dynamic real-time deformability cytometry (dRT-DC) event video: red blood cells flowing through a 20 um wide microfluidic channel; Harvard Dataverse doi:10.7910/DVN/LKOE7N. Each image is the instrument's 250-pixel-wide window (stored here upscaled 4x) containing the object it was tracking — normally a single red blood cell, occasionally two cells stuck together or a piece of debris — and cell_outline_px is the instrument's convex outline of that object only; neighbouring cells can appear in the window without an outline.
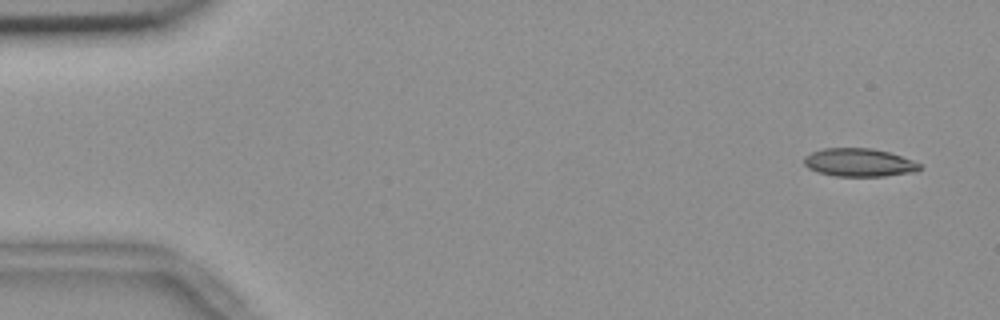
{"species": "common noctule bat (a hibernating species)", "species_latin": "Nyctalus noctula", "temperature_condition": "room temperature", "stored_images_in_passage": 54, "camera_frame_rate_fps": 3000, "um_per_image_px": 0.085, "animal": {"sex": "female", "body_mass_g": 18.4}, "frame": {"image": 1, "passage_image": 2, "time_ms": 0.333, "image_size_px": [1000, 320], "cell_outline_px": [[920, 168], [912, 172], [884, 176], [836, 176], [816, 172], [808, 168], [804, 164], [804, 156], [812, 152], [824, 148], [872, 148], [888, 152], [912, 160], [920, 164]], "centroid_in_image_um": [72.97, 13.81], "position_along_channel_um": 12.0, "area_um2": 18.84}}
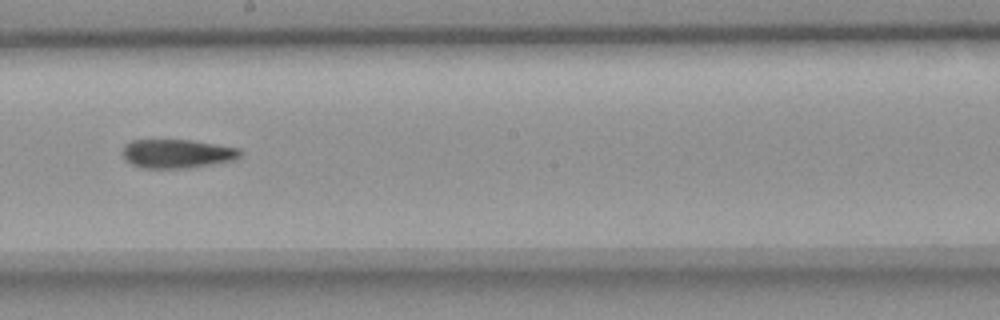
{"frame": {"image": 2, "passage_image": 30, "time_ms": 9.667, "image_size_px": [1000, 320], "cell_outline_px": [[240, 156], [232, 160], [212, 164], [188, 168], [144, 168], [132, 164], [124, 156], [124, 148], [132, 140], [192, 140], [240, 148]], "centroid_in_image_um": [15.09, 13.06], "position_along_channel_um": 233.1, "area_um2": 19.42}}
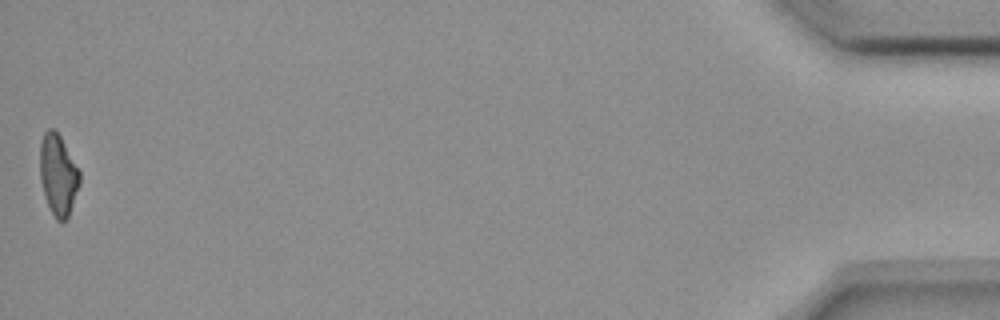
{"frame": {"image": 3, "passage_image": 54, "time_ms": 17.667, "image_size_px": [1000, 320], "cell_outline_px": [[80, 184], [68, 216], [64, 224], [60, 224], [56, 220], [48, 204], [40, 180], [40, 144], [44, 132], [48, 128], [56, 128], [80, 172]], "centroid_in_image_um": [4.94, 14.85], "position_along_channel_um": 430.3, "area_um2": 18.79}, "authors_computed_cell_mechanics": {"area_um2": 19.5653, "velocity_mm_per_s": 3.6703, "shape_relaxation_time_tau1_ms": null, "shape_relaxation_time_tau2_ms": 8.2043, "deformation_change_tau1": null, "deformation_change_tau2": 0.2048}}